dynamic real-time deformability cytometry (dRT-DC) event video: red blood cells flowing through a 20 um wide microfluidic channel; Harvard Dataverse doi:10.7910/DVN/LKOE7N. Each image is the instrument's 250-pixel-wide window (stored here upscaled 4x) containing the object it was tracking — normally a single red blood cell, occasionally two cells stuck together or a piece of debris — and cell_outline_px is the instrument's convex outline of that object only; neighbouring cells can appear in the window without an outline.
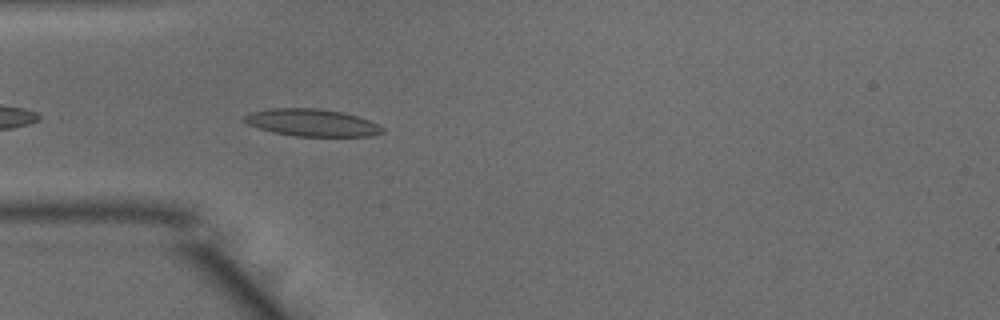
{"species": "common noctule bat (a hibernating species)", "species_latin": "Nyctalus noctula", "temperature_condition": "warm", "stored_images_in_passage": 12, "camera_frame_rate_fps": 3000, "um_per_image_px": 0.085, "animal": {"sex": "male", "body_mass_g": 15.6}, "frame": {"image": 1, "passage_image": 3, "time_ms": 0.667, "image_size_px": [1000, 320], "cell_outline_px": [[384, 132], [372, 136], [296, 136], [272, 132], [248, 124], [244, 120], [244, 116], [252, 112], [268, 108], [316, 108], [344, 112], [368, 120], [384, 128]], "centroid_in_image_um": [26.52, 10.42], "position_along_channel_um": 58.5, "area_um2": 21.79}}
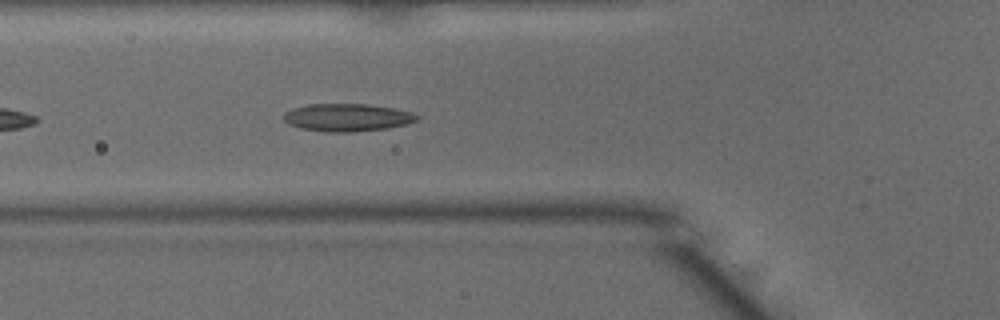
{"frame": {"image": 2, "passage_image": 6, "time_ms": 1.667, "image_size_px": [1000, 320], "cell_outline_px": [[420, 116], [416, 120], [408, 124], [388, 128], [348, 132], [324, 132], [300, 128], [288, 124], [284, 120], [284, 112], [292, 108], [308, 104], [364, 104], [392, 108], [412, 112]], "centroid_in_image_um": [29.49, 9.99], "position_along_channel_um": 96.3, "area_um2": 21.5}}
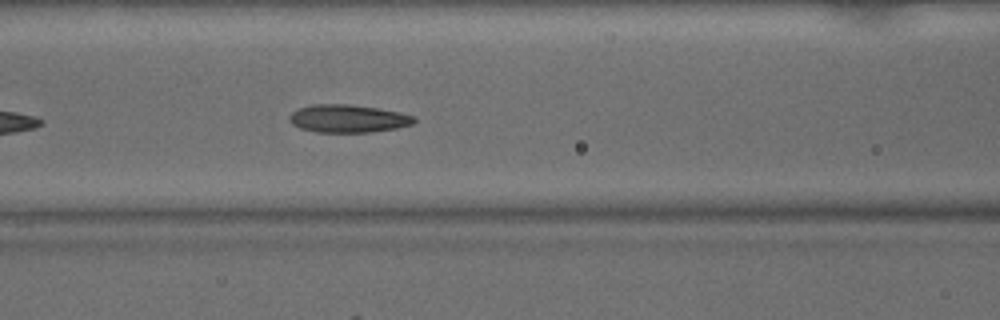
{"frame": {"image": 3, "passage_image": 9, "time_ms": 2.667, "image_size_px": [1000, 320], "cell_outline_px": [[416, 120], [412, 124], [396, 128], [372, 132], [316, 132], [300, 128], [292, 124], [288, 120], [288, 116], [292, 112], [300, 108], [312, 104], [352, 104], [380, 108], [400, 112], [416, 116]], "centroid_in_image_um": [29.59, 10.07], "position_along_channel_um": 137.0, "area_um2": 20.46}}